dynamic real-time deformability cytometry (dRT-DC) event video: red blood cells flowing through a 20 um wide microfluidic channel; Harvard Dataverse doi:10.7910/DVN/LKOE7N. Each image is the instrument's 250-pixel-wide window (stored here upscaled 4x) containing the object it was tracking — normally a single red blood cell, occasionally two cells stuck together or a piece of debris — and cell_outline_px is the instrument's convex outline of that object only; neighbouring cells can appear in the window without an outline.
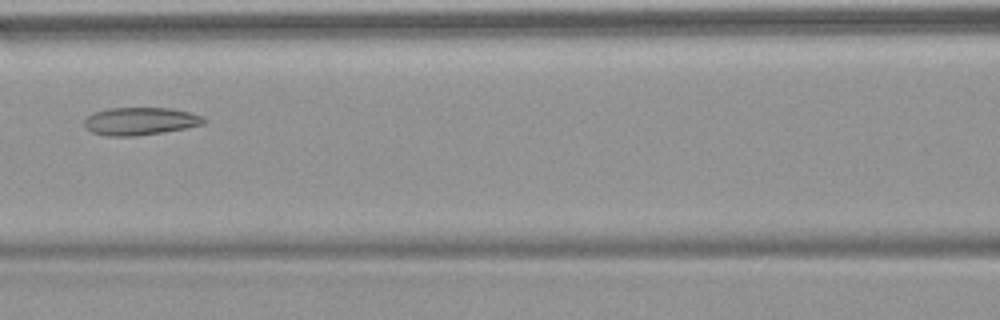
{"species": "common noctule bat (a hibernating species)", "species_latin": "Nyctalus noctula", "temperature_condition": "warm", "stored_images_in_passage": 4, "camera_frame_rate_fps": 3000, "um_per_image_px": 0.085, "animal": {"sex": "female", "body_mass_g": 18.4}, "frame": {"image": 1, "passage_image": 4, "time_ms": 3.333, "image_size_px": [1000, 320], "cell_outline_px": [[208, 120], [204, 124], [164, 132], [136, 136], [108, 136], [92, 132], [84, 128], [84, 120], [92, 112], [108, 108], [172, 108], [204, 116]], "centroid_in_image_um": [11.91, 10.3], "position_along_channel_um": 154.7, "area_um2": 19.48}}